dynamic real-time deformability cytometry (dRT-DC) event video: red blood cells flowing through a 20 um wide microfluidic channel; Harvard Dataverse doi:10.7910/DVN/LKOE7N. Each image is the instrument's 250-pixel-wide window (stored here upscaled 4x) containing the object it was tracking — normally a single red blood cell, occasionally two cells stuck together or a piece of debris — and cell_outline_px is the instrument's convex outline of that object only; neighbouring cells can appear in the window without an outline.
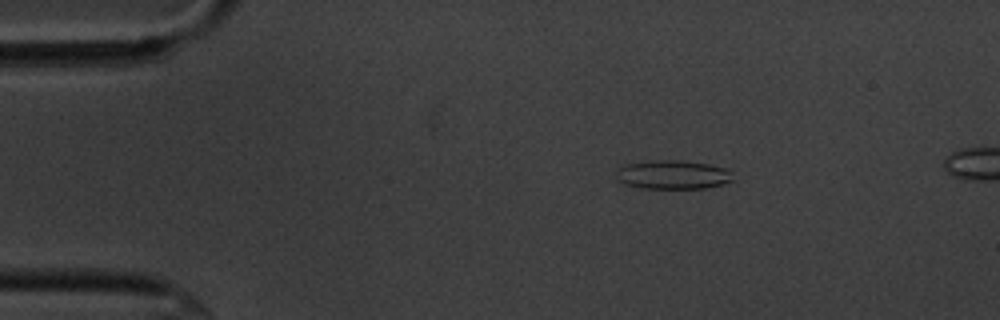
{"species": "common noctule bat (a hibernating species)", "species_latin": "Nyctalus noctula", "temperature_condition": "cold", "stored_images_in_passage": 45, "camera_frame_rate_fps": 3000, "um_per_image_px": 0.085, "animal": {"sex": "male", "body_mass_g": 20.1, "forearm_length_mm": 53.5}, "frame": {"image": 1, "passage_image": 1, "time_ms": 0.0, "image_size_px": [1000, 320], "cell_outline_px": [[732, 180], [724, 184], [708, 188], [644, 188], [624, 184], [616, 180], [616, 172], [624, 164], [652, 160], [680, 160], [708, 164], [728, 168], [732, 172]], "centroid_in_image_um": [57.2, 14.84], "position_along_channel_um": 27.8, "area_um2": 19.83}}
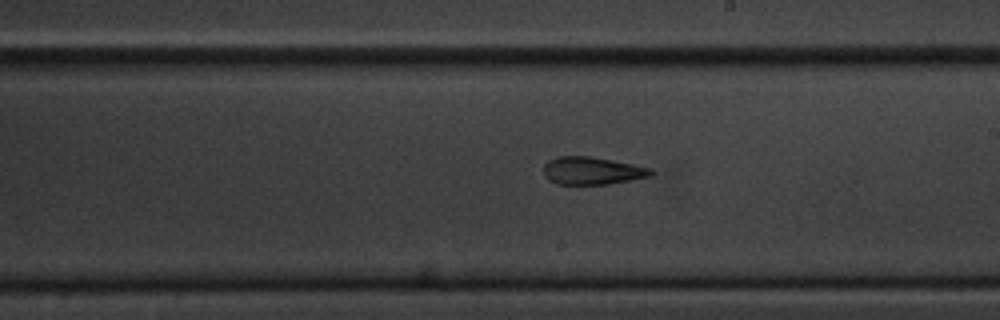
{"frame": {"image": 2, "passage_image": 23, "time_ms": 7.333, "image_size_px": [1000, 320], "cell_outline_px": [[652, 176], [608, 184], [556, 184], [548, 180], [544, 176], [544, 164], [548, 160], [556, 156], [592, 156], [652, 168]], "centroid_in_image_um": [50.3, 14.51], "position_along_channel_um": 238.7, "area_um2": 17.4}}
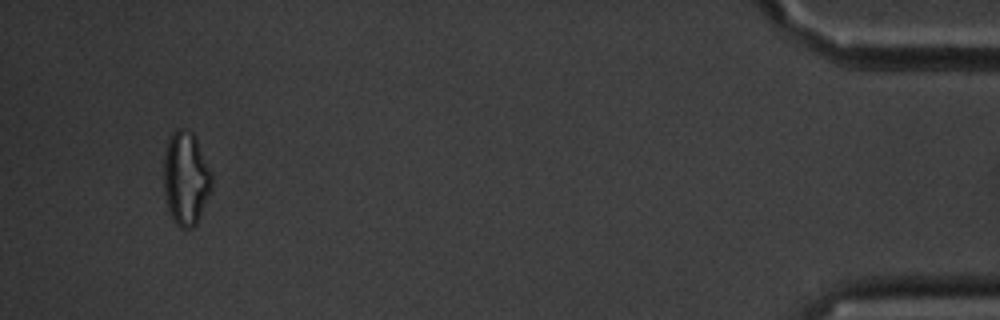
{"frame": {"image": 3, "passage_image": 44, "time_ms": 14.333, "image_size_px": [1000, 320], "cell_outline_px": [[212, 188], [200, 216], [196, 224], [192, 228], [180, 228], [172, 220], [168, 208], [164, 188], [164, 156], [168, 140], [172, 132], [176, 128], [184, 128], [192, 132], [196, 136], [212, 176]], "centroid_in_image_um": [15.79, 15.15], "position_along_channel_um": 419.4, "area_um2": 26.24}}